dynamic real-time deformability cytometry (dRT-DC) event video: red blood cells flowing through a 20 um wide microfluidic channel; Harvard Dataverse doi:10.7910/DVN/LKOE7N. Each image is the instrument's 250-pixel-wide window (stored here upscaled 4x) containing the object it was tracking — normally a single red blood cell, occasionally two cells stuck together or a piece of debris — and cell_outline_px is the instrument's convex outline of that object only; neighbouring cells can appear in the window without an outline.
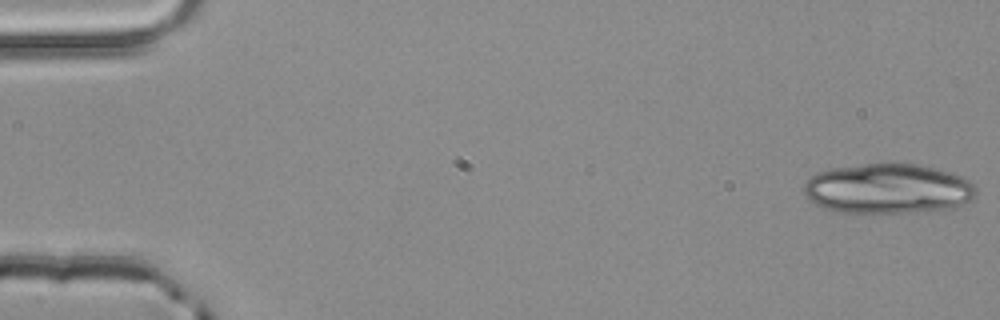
{"species": "common noctule bat (a hibernating species)", "species_latin": "Nyctalus noctula", "temperature_condition": "room temperature", "stored_images_in_passage": 7, "camera_frame_rate_fps": 3000, "um_per_image_px": 0.085, "animal": {"sex": "male", "body_mass_g": 20.4}, "frame": {"image": 1, "passage_image": 1, "time_ms": 0.0, "image_size_px": [1000, 320], "cell_outline_px": [[976, 196], [972, 200], [952, 208], [916, 212], [868, 216], [840, 212], [820, 208], [808, 200], [804, 192], [804, 184], [812, 176], [820, 172], [832, 168], [880, 160], [884, 160], [916, 164], [948, 172], [960, 176], [968, 180], [976, 188]], "centroid_in_image_um": [75.42, 16.05], "position_along_channel_um": 9.6, "area_um2": 52.02}}